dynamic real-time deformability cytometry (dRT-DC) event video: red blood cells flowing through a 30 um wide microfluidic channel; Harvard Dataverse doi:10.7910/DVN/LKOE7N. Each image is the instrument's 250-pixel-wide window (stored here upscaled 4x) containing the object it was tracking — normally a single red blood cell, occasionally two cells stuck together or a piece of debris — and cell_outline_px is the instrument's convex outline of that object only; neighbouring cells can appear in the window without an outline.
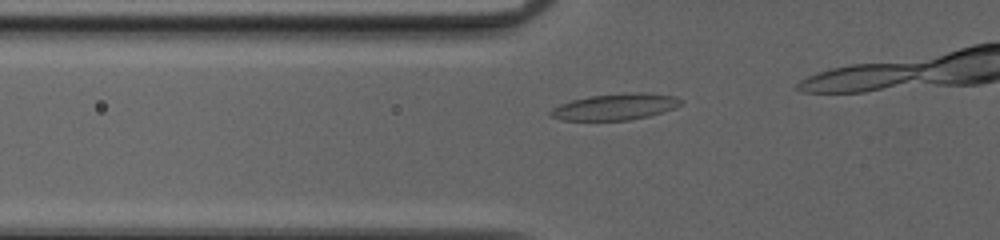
{"species": "common noctule bat (a hibernating species)", "species_latin": "Nyctalus noctula", "temperature_condition": "cold", "stored_images_in_passage": 12, "camera_frame_rate_fps": 3000, "um_per_image_px": 0.085, "animal": {"sex": "female", "body_mass_g": 20.0, "forearm_length_mm": 54.0}, "frame": {"image": 1, "passage_image": 7, "time_ms": 2.0, "image_size_px": [1000, 240], "cell_outline_px": [[684, 104], [676, 108], [648, 116], [628, 120], [560, 120], [548, 116], [548, 112], [552, 108], [560, 104], [572, 100], [588, 96], [632, 92], [648, 92], [676, 96], [684, 100]], "centroid_in_image_um": [52.32, 9.07], "position_along_channel_um": 73.5, "area_um2": 20.35}}